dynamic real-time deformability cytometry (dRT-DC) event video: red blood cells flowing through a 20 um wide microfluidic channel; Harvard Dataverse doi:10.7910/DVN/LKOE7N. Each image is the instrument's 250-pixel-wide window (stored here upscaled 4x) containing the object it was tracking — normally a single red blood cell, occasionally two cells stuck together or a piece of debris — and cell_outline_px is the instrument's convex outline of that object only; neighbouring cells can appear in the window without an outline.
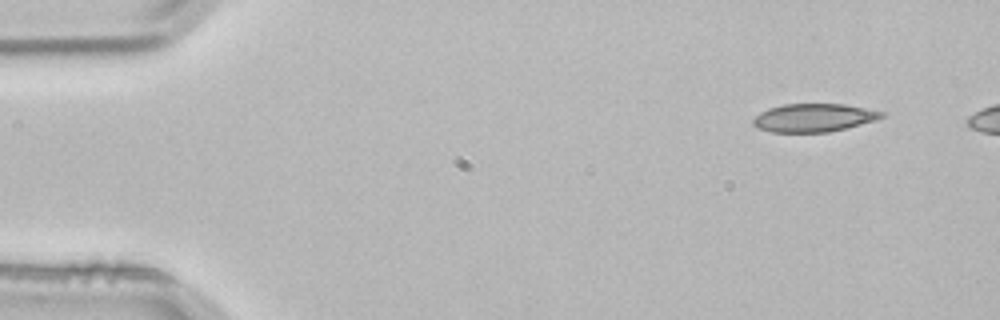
{"species": "common noctule bat (a hibernating species)", "species_latin": "Nyctalus noctula", "temperature_condition": "room temperature", "stored_images_in_passage": 3, "camera_frame_rate_fps": 3000, "um_per_image_px": 0.085, "animal": {"sex": "male", "body_mass_g": 21.5, "forearm_length_mm": 52.0}, "frame": {"image": 1, "passage_image": 1, "time_ms": 0.0, "image_size_px": [1000, 320], "cell_outline_px": [[888, 112], [884, 116], [876, 120], [828, 132], [772, 132], [760, 128], [752, 124], [752, 120], [760, 112], [768, 108], [784, 104], [844, 104]], "centroid_in_image_um": [69.19, 10.0], "position_along_channel_um": 15.8, "area_um2": 21.04}}